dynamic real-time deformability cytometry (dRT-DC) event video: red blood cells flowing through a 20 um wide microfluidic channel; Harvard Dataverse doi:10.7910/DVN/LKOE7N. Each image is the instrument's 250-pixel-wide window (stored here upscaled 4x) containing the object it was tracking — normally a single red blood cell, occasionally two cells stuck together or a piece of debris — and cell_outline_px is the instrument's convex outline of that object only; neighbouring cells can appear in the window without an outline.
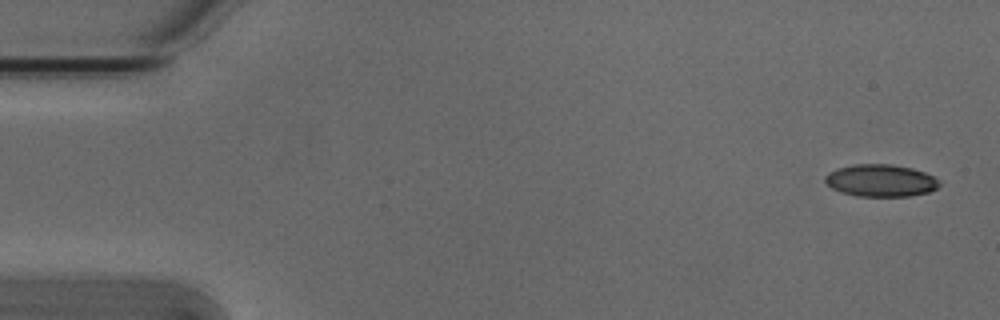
{"species": "Egyptian fruit bat (a non-hibernating species)", "species_latin": "Rousettus aegyptiacus", "temperature_condition": "cold", "stored_images_in_passage": 4, "camera_frame_rate_fps": 3000, "um_per_image_px": 0.085, "animal": {"sex": "male"}, "frame": {"image": 1, "passage_image": 1, "time_ms": 0.0, "image_size_px": [1000, 320], "cell_outline_px": [[940, 184], [936, 188], [928, 192], [908, 196], [856, 196], [840, 192], [832, 188], [824, 180], [824, 176], [828, 172], [836, 168], [852, 164], [892, 164], [912, 168], [924, 172], [940, 180]], "centroid_in_image_um": [74.83, 15.34], "position_along_channel_um": 10.2, "area_um2": 21.56}}